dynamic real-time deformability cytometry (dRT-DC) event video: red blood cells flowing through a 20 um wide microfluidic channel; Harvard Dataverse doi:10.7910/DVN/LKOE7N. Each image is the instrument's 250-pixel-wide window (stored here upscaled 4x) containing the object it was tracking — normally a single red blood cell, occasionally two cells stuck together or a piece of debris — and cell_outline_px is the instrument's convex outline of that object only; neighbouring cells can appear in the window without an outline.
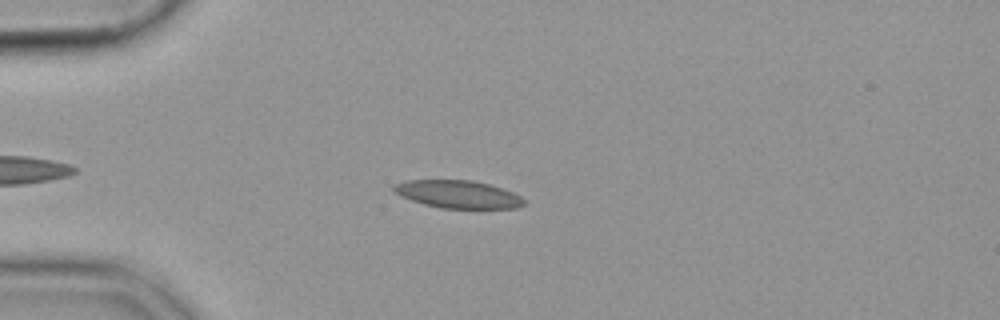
{"species": "common noctule bat (a hibernating species)", "species_latin": "Nyctalus noctula", "temperature_condition": "cold", "stored_images_in_passage": 45, "camera_frame_rate_fps": 3000, "um_per_image_px": 0.085, "animal": {"sex": "female", "body_mass_g": 19.9}, "frame": {"image": 1, "passage_image": 9, "time_ms": 2.667, "image_size_px": [1000, 320], "cell_outline_px": [[524, 204], [516, 208], [440, 208], [424, 204], [400, 196], [392, 192], [392, 184], [408, 180], [472, 180], [488, 184], [512, 192], [520, 196], [524, 200]], "centroid_in_image_um": [38.86, 16.51], "position_along_channel_um": 46.1, "area_um2": 20.98}}
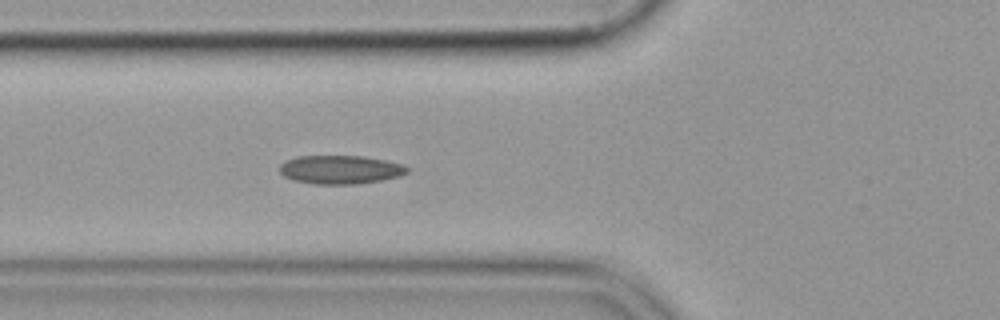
{"frame": {"image": 2, "passage_image": 15, "time_ms": 4.667, "image_size_px": [1000, 320], "cell_outline_px": [[408, 172], [400, 176], [380, 180], [356, 184], [312, 184], [292, 180], [284, 176], [280, 172], [280, 164], [284, 160], [296, 156], [364, 156], [404, 164], [408, 168]], "centroid_in_image_um": [28.9, 14.41], "position_along_channel_um": 96.9, "area_um2": 21.39}}
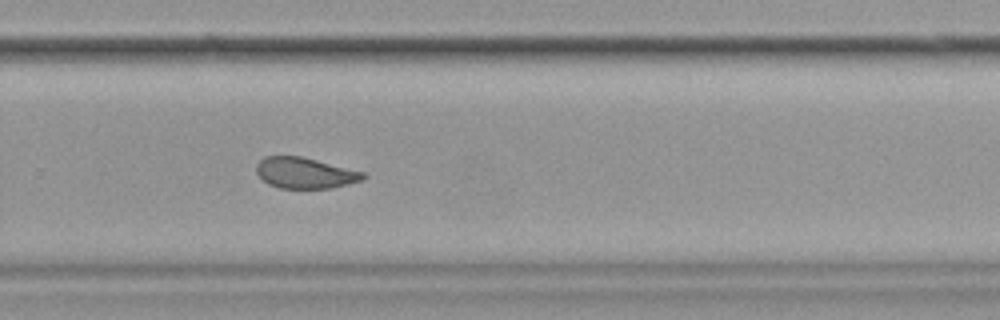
{"frame": {"image": 3, "passage_image": 32, "time_ms": 10.333, "image_size_px": [1000, 320], "cell_outline_px": [[368, 176], [360, 180], [332, 188], [280, 188], [268, 184], [256, 172], [256, 164], [264, 156], [300, 156], [368, 172]], "centroid_in_image_um": [25.95, 14.69], "position_along_channel_um": 303.8, "area_um2": 19.31}}